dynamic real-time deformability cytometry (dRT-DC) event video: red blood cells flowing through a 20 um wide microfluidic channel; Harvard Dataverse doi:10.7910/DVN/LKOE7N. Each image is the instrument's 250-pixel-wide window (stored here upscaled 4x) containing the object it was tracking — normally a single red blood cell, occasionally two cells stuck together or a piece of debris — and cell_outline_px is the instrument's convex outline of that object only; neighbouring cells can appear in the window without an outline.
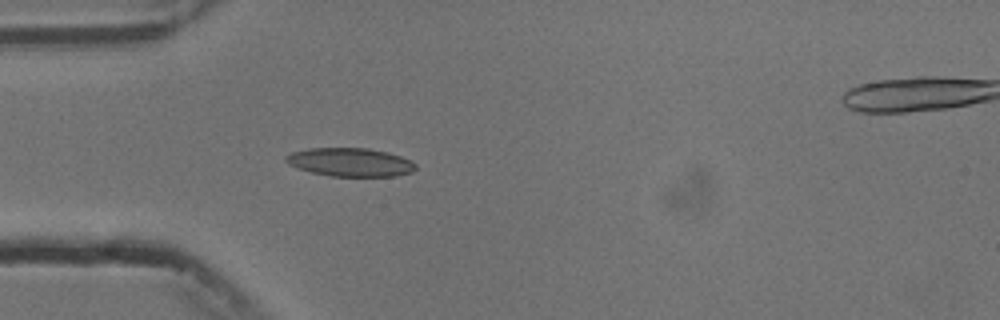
{"species": "common noctule bat (a hibernating species)", "species_latin": "Nyctalus noctula", "temperature_condition": "cold", "stored_images_in_passage": 2, "camera_frame_rate_fps": 3000, "um_per_image_px": 0.085, "animal": {"sex": "male", "body_mass_g": 13.3}, "frame": {"image": 1, "passage_image": 1, "time_ms": 0.0, "image_size_px": [1000, 320], "cell_outline_px": [[416, 168], [412, 172], [396, 176], [328, 176], [312, 172], [288, 164], [284, 160], [284, 156], [292, 152], [308, 148], [368, 148], [388, 152], [400, 156], [416, 164]], "centroid_in_image_um": [29.75, 13.78], "position_along_channel_um": 55.2, "area_um2": 21.5}}